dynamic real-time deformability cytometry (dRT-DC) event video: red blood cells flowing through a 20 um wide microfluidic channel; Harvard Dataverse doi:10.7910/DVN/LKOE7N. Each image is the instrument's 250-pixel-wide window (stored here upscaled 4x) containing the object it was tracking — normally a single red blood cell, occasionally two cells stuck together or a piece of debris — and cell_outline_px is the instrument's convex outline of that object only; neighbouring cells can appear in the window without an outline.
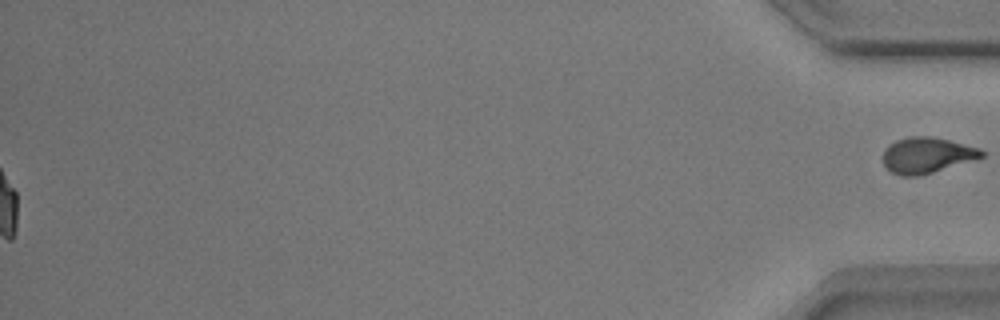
{"species": "common noctule bat (a hibernating species)", "species_latin": "Nyctalus noctula", "temperature_condition": "warm", "stored_images_in_passage": 43, "segment_of_instrument_passage": [2, 2], "camera_frame_rate_fps": 3000, "um_per_image_px": 0.085, "animal": {"sex": "male", "body_mass_g": 17.9}, "frame": {"image": 1, "passage_image": 43, "time_ms": 14.0, "image_size_px": [1000, 320], "cell_outline_px": [[984, 156], [920, 176], [900, 176], [892, 172], [884, 164], [884, 148], [888, 144], [896, 140], [912, 136], [928, 136], [948, 140], [980, 148], [984, 152]], "centroid_in_image_um": [78.75, 13.19], "position_along_channel_um": 356.4, "area_um2": 20.29}}